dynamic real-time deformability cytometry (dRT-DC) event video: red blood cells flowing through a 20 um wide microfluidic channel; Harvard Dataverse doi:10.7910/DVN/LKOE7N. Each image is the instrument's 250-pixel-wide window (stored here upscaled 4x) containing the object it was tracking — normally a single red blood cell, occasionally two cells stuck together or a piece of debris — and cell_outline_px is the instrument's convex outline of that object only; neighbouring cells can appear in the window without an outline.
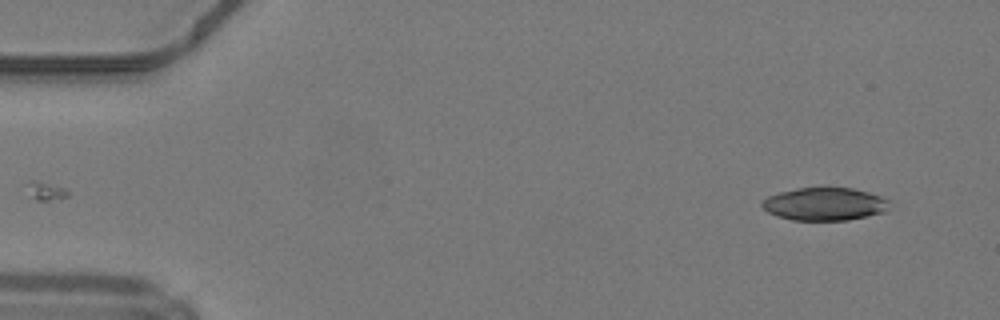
{"species": "common noctule bat (a hibernating species)", "species_latin": "Nyctalus noctula", "temperature_condition": "warm", "stored_images_in_passage": 46, "segment_of_instrument_passage": [1, 2], "camera_frame_rate_fps": 3000, "um_per_image_px": 0.085, "animal": {"sex": "male", "body_mass_g": 19.2, "forearm_length_mm": 51.8}, "frame": {"image": 1, "passage_image": 1, "time_ms": 0.0, "image_size_px": [1000, 320], "cell_outline_px": [[888, 200], [884, 212], [868, 216], [848, 220], [792, 220], [776, 216], [768, 212], [760, 204], [760, 200], [768, 196], [780, 192], [796, 188], [824, 184], [852, 188], [868, 192], [880, 196]], "centroid_in_image_um": [70.03, 17.3], "position_along_channel_um": 15.0, "area_um2": 25.09}}
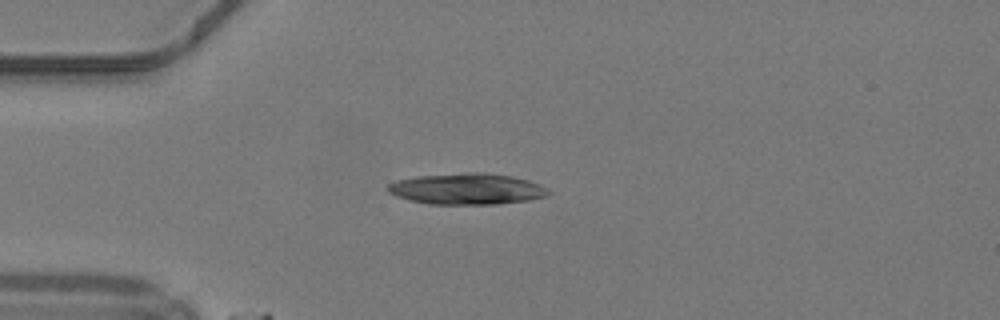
{"frame": {"image": 2, "passage_image": 10, "time_ms": 3.0, "image_size_px": [1000, 320], "cell_outline_px": [[552, 192], [544, 196], [528, 200], [496, 204], [428, 204], [408, 200], [396, 196], [388, 192], [388, 184], [396, 180], [416, 176], [468, 172], [484, 172], [512, 176], [528, 180], [540, 184], [548, 188]], "centroid_in_image_um": [39.68, 16.05], "position_along_channel_um": 45.3, "area_um2": 29.3}}